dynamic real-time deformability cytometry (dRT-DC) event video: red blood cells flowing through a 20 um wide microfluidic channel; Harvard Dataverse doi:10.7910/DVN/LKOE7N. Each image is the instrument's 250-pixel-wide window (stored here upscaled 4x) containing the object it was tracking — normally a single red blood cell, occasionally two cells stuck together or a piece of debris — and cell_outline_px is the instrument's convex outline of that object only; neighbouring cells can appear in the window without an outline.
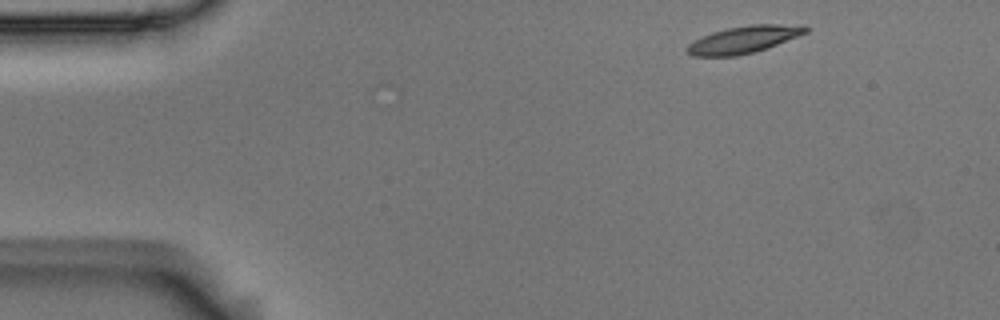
{"species": "Egyptian fruit bat (a non-hibernating species)", "species_latin": "Rousettus aegyptiacus", "temperature_condition": "room temperature", "stored_images_in_passage": 4, "camera_frame_rate_fps": 3000, "um_per_image_px": 0.085, "animal": {"sex": "male"}, "frame": {"image": 1, "passage_image": 1, "time_ms": 0.0, "image_size_px": [1000, 320], "cell_outline_px": [[808, 32], [776, 44], [752, 52], [736, 56], [692, 56], [684, 48], [688, 44], [712, 32], [728, 28], [748, 24], [804, 24], [808, 28]], "centroid_in_image_um": [63.22, 3.34], "position_along_channel_um": 21.8, "area_um2": 18.55}}